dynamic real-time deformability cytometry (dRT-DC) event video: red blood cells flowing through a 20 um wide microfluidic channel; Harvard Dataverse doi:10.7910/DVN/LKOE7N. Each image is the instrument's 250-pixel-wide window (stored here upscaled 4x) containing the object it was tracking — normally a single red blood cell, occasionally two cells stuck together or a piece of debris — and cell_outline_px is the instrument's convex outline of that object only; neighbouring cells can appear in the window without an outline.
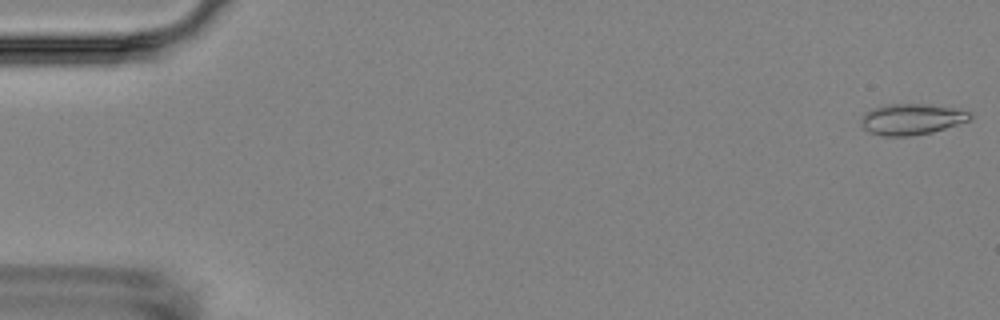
{"species": "Egyptian fruit bat (a non-hibernating species)", "species_latin": "Rousettus aegyptiacus", "temperature_condition": "room temperature", "stored_images_in_passage": 3, "camera_frame_rate_fps": 3000, "um_per_image_px": 0.085, "animal": {"sex": "female"}, "frame": {"image": 1, "passage_image": 1, "time_ms": 0.0, "image_size_px": [1000, 320], "cell_outline_px": [[972, 116], [968, 120], [932, 132], [908, 136], [884, 136], [868, 132], [860, 124], [860, 120], [868, 112], [876, 108], [892, 104], [928, 104], [952, 108], [972, 112]], "centroid_in_image_um": [77.48, 10.14], "position_along_channel_um": 7.5, "area_um2": 19.25}}